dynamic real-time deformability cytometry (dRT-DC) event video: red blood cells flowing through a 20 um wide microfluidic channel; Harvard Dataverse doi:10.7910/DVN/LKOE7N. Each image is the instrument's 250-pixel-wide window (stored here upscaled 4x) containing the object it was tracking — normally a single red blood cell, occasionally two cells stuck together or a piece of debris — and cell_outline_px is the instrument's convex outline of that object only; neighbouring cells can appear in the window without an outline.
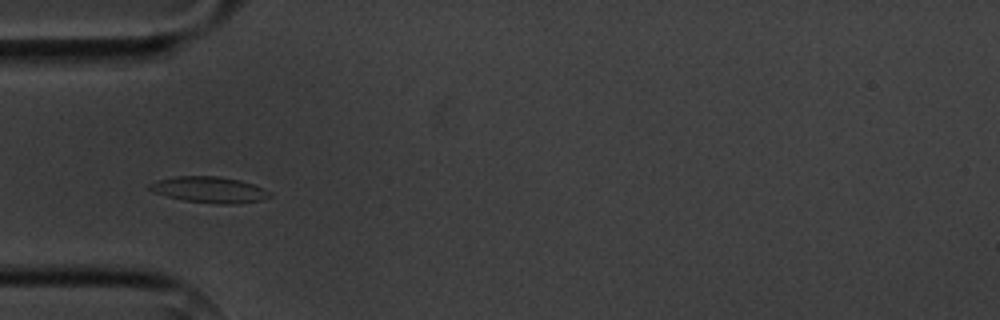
{"species": "common noctule bat (a hibernating species)", "species_latin": "Nyctalus noctula", "temperature_condition": "cold", "stored_images_in_passage": 5, "camera_frame_rate_fps": 3000, "um_per_image_px": 0.085, "animal": {"sex": "male", "body_mass_g": 20.1, "forearm_length_mm": 53.5}, "frame": {"image": 1, "passage_image": 4, "time_ms": 3.333, "image_size_px": [1000, 320], "cell_outline_px": [[272, 196], [260, 200], [236, 204], [216, 204], [184, 200], [152, 192], [148, 188], [148, 184], [156, 180], [172, 176], [216, 176], [240, 180], [252, 184], [268, 192]], "centroid_in_image_um": [17.72, 16.12], "position_along_channel_um": 67.3, "area_um2": 18.15}}
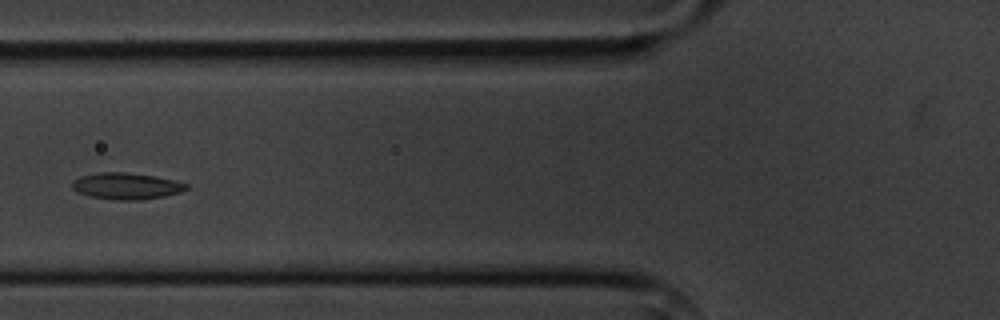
{"frame": {"image": 2, "passage_image": 5, "time_ms": 4.667, "image_size_px": [1000, 320], "cell_outline_px": [[188, 188], [180, 192], [164, 196], [140, 200], [116, 200], [88, 196], [76, 192], [72, 188], [72, 184], [80, 176], [96, 172], [124, 172], [152, 176], [172, 180], [188, 184]], "centroid_in_image_um": [10.7, 15.82], "position_along_channel_um": 115.1, "area_um2": 17.51}}